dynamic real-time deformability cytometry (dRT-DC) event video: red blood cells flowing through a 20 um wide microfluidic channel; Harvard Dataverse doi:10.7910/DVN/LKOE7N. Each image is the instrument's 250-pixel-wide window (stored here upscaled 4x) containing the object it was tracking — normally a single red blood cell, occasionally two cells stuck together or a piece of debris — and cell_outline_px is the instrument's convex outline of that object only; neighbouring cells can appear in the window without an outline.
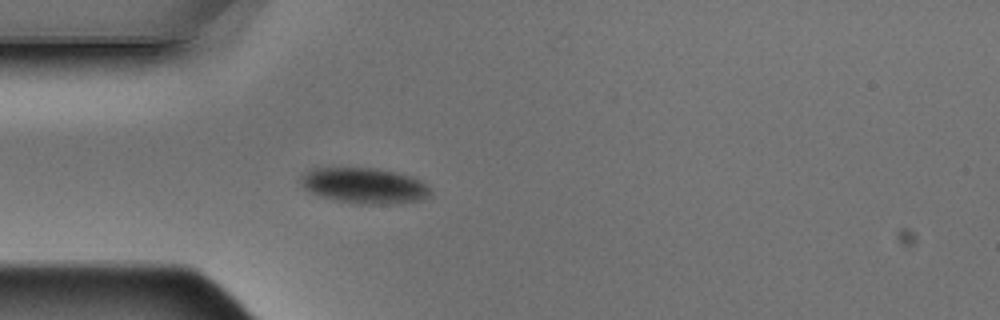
{"species": "Egyptian fruit bat (a non-hibernating species)", "species_latin": "Rousettus aegyptiacus", "temperature_condition": "warm", "stored_images_in_passage": 4, "camera_frame_rate_fps": 3000, "um_per_image_px": 0.085, "animal": {"sex": "male"}, "frame": {"image": 1, "passage_image": 4, "time_ms": 1.0, "image_size_px": [1000, 320], "cell_outline_px": [[432, 196], [424, 200], [400, 204], [360, 204], [320, 196], [304, 188], [300, 184], [300, 176], [304, 172], [312, 168], [376, 168], [396, 172], [412, 176], [428, 184], [432, 192]], "centroid_in_image_um": [31.05, 15.78], "position_along_channel_um": 54.0, "area_um2": 27.34}}